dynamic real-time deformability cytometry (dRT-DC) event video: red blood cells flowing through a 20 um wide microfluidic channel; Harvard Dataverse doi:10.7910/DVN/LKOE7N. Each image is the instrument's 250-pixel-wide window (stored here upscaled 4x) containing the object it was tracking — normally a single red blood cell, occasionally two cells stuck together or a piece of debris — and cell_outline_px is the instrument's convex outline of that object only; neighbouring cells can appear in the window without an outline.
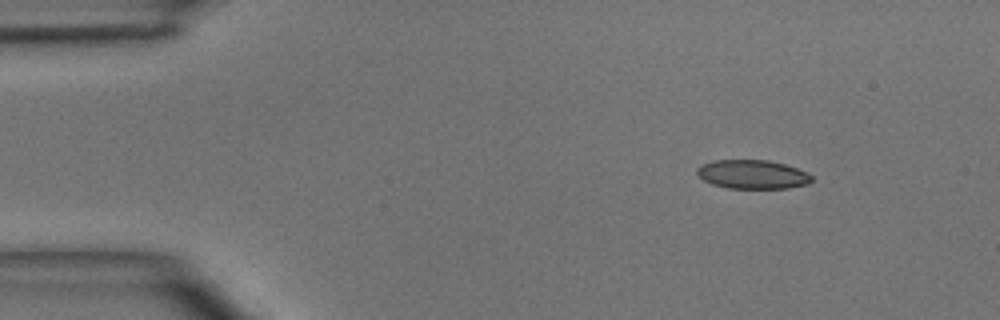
{"species": "common noctule bat (a hibernating species)", "species_latin": "Nyctalus noctula", "temperature_condition": "room temperature", "stored_images_in_passage": 4, "camera_frame_rate_fps": 3000, "um_per_image_px": 0.085, "animal": {"sex": "male", "body_mass_g": 15.6}, "frame": {"image": 1, "passage_image": 1, "time_ms": 0.0, "image_size_px": [1000, 320], "cell_outline_px": [[812, 180], [808, 184], [788, 188], [728, 188], [712, 184], [704, 180], [696, 172], [696, 168], [712, 160], [768, 160], [784, 164], [796, 168], [812, 176]], "centroid_in_image_um": [63.95, 14.82], "position_along_channel_um": 21.1, "area_um2": 19.13}}
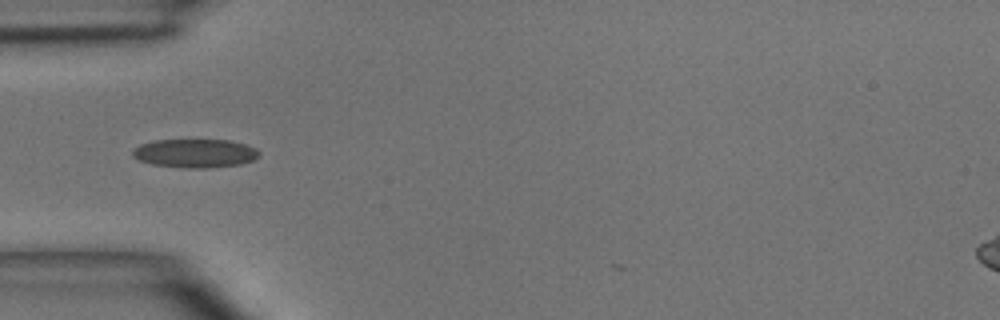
{"frame": {"image": 2, "passage_image": 3, "time_ms": 3.0, "image_size_px": [1000, 320], "cell_outline_px": [[260, 156], [252, 160], [240, 164], [208, 168], [184, 168], [152, 164], [140, 160], [132, 156], [132, 148], [140, 144], [156, 140], [228, 140], [248, 144], [256, 148], [260, 152]], "centroid_in_image_um": [16.59, 13.02], "position_along_channel_um": 68.4, "area_um2": 21.27}}